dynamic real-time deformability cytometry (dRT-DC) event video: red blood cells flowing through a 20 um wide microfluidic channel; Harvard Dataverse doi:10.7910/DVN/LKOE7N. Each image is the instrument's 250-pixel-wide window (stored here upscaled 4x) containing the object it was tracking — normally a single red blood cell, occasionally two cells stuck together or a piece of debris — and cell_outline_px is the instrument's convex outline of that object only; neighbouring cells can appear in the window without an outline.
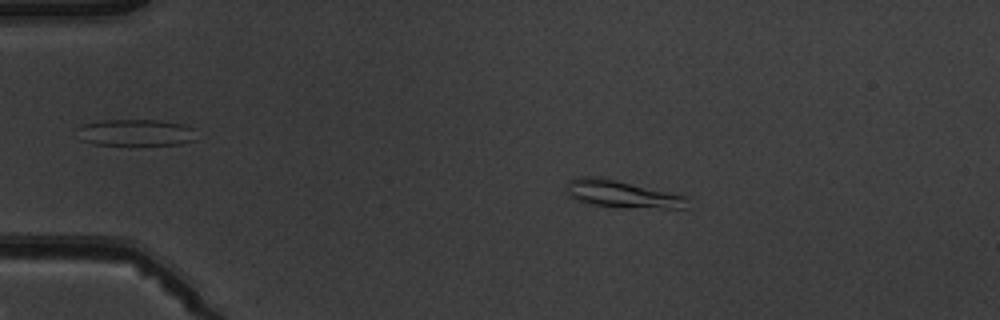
{"species": "common noctule bat (a hibernating species)", "species_latin": "Nyctalus noctula", "temperature_condition": "warm", "stored_images_in_passage": 6, "camera_frame_rate_fps": 3000, "um_per_image_px": 0.085, "animal": {"sex": "male", "body_mass_g": 19.5, "forearm_length_mm": 54.6}, "frame": {"image": 1, "passage_image": 3, "time_ms": 2.333, "image_size_px": [1000, 320], "cell_outline_px": [[688, 208], [624, 208], [584, 204], [568, 196], [564, 188], [568, 180], [580, 176], [596, 176], [688, 196]], "centroid_in_image_um": [52.81, 16.51], "position_along_channel_um": 32.2, "area_um2": 19.65}}
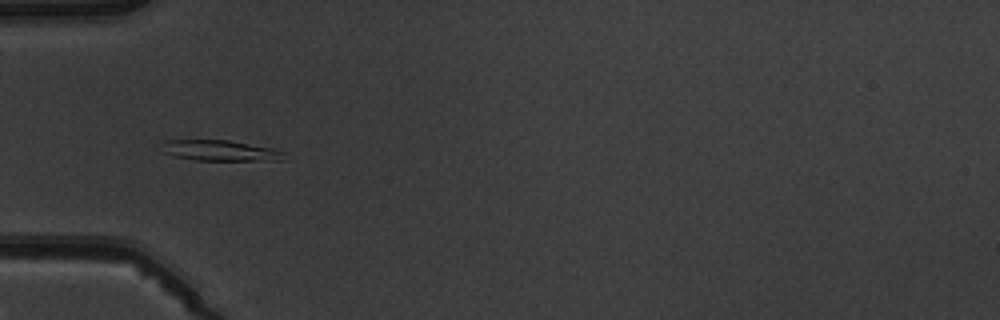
{"frame": {"image": 2, "passage_image": 5, "time_ms": 4.667, "image_size_px": [1000, 320], "cell_outline_px": [[284, 160], [196, 160], [176, 156], [164, 152], [164, 140], [228, 140], [272, 148], [284, 152]], "centroid_in_image_um": [18.75, 12.79], "position_along_channel_um": 66.3, "area_um2": 14.39}}
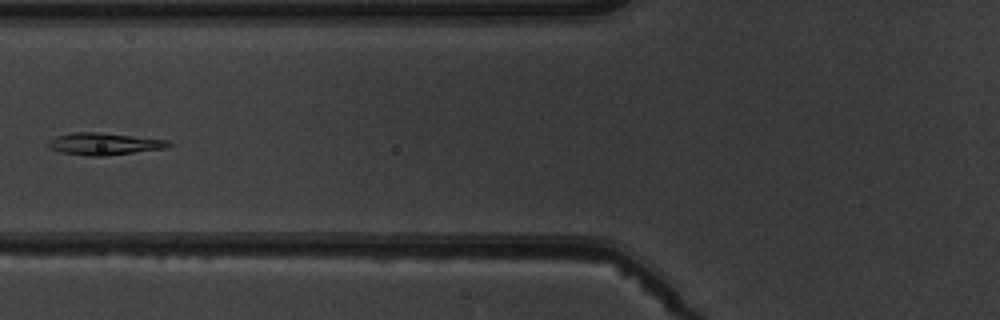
{"frame": {"image": 3, "passage_image": 6, "time_ms": 6.0, "image_size_px": [1000, 320], "cell_outline_px": [[172, 144], [168, 148], [104, 156], [88, 156], [60, 152], [48, 148], [44, 144], [48, 140], [56, 136], [72, 132], [100, 132], [168, 140]], "centroid_in_image_um": [8.8, 12.23], "position_along_channel_um": 117.0, "area_um2": 15.72}}